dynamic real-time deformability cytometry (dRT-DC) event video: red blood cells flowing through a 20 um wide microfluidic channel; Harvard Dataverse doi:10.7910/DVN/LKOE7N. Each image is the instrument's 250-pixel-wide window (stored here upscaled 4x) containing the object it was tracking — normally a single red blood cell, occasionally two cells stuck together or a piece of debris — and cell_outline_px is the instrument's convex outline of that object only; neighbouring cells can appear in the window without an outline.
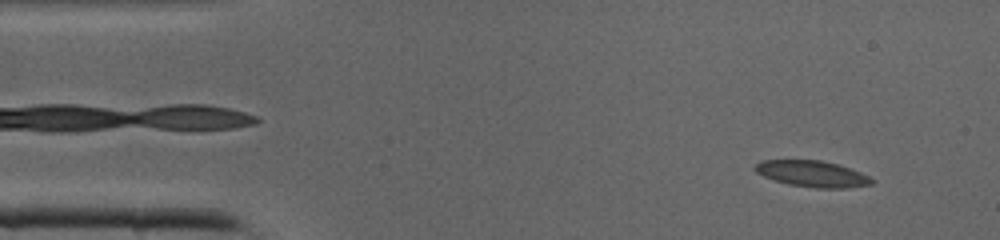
{"species": "common noctule bat (a hibernating species)", "species_latin": "Nyctalus noctula", "temperature_condition": "cold", "stored_images_in_passage": 40, "camera_frame_rate_fps": 3000, "um_per_image_px": 0.085, "animal": {"sex": "male", "body_mass_g": 19.0, "forearm_length_mm": 50.8}, "frame": {"image": 1, "passage_image": 3, "time_ms": 0.667, "image_size_px": [1000, 240], "cell_outline_px": [[872, 184], [844, 188], [816, 188], [788, 184], [764, 176], [756, 172], [752, 168], [756, 164], [764, 160], [820, 160], [836, 164], [860, 172], [868, 176], [872, 180]], "centroid_in_image_um": [69.01, 14.77], "position_along_channel_um": 16.0, "area_um2": 17.51}}
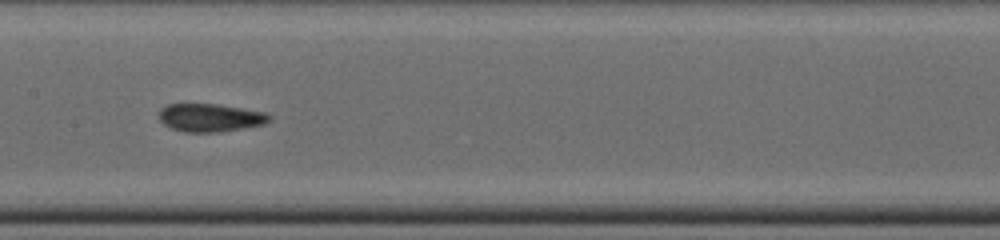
{"frame": {"image": 2, "passage_image": 19, "time_ms": 6.0, "image_size_px": [1000, 240], "cell_outline_px": [[272, 116], [264, 124], [220, 132], [184, 132], [172, 128], [164, 124], [160, 120], [160, 108], [168, 104], [216, 104], [264, 112]], "centroid_in_image_um": [17.85, 10.0], "position_along_channel_um": 189.6, "area_um2": 17.8}}
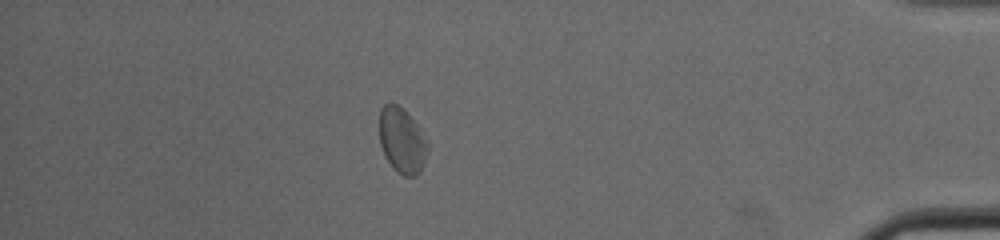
{"frame": {"image": 3, "passage_image": 35, "time_ms": 11.333, "image_size_px": [1000, 240], "cell_outline_px": [[428, 148], [424, 160], [416, 176], [404, 176], [396, 172], [392, 168], [384, 156], [380, 144], [380, 108], [384, 104], [396, 104], [412, 120], [428, 140]], "centroid_in_image_um": [34.14, 11.98], "position_along_channel_um": 401.1, "area_um2": 18.03}}